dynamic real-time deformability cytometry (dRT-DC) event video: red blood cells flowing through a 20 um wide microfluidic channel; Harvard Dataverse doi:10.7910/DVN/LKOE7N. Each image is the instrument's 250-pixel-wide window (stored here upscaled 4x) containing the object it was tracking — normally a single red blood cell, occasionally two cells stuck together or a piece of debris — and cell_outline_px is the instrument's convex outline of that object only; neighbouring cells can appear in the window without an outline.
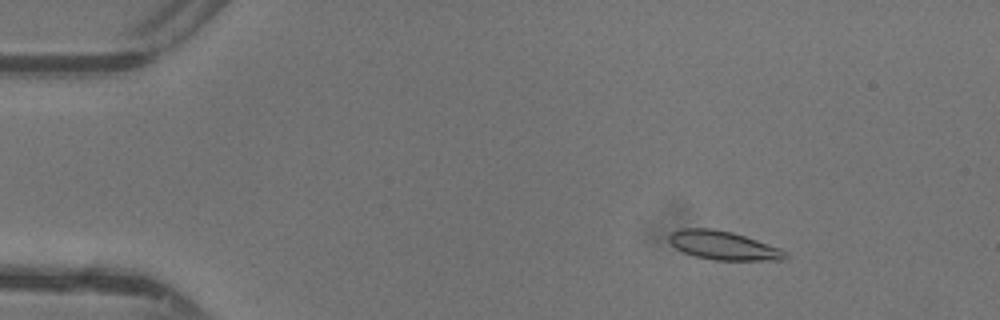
{"species": "common noctule bat (a hibernating species)", "species_latin": "Nyctalus noctula", "temperature_condition": "warm", "stored_images_in_passage": 47, "camera_frame_rate_fps": 3000, "um_per_image_px": 0.085, "animal": {"sex": "female"}, "frame": {"image": 1, "passage_image": 7, "time_ms": 2.0, "image_size_px": [1000, 320], "cell_outline_px": [[788, 256], [784, 260], [716, 260], [696, 256], [684, 252], [676, 248], [668, 240], [668, 236], [672, 232], [680, 228], [712, 228], [732, 232], [780, 248], [788, 252]], "centroid_in_image_um": [61.49, 20.86], "position_along_channel_um": 23.5, "area_um2": 19.36}}
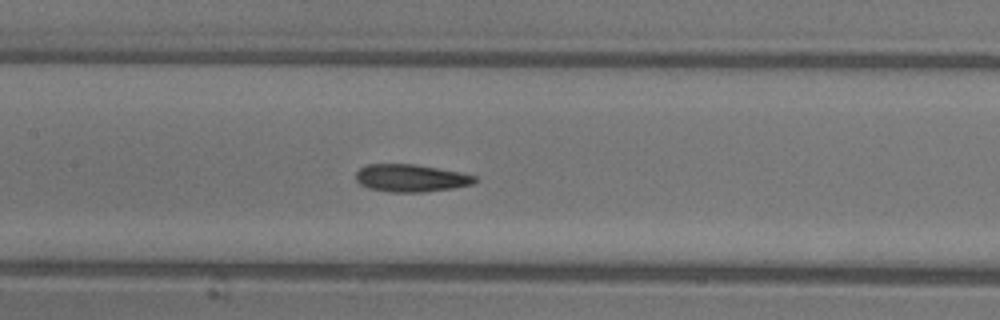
{"frame": {"image": 2, "passage_image": 23, "time_ms": 7.333, "image_size_px": [1000, 320], "cell_outline_px": [[476, 180], [472, 184], [452, 188], [424, 192], [392, 192], [368, 188], [360, 184], [356, 180], [356, 172], [360, 168], [368, 164], [416, 164], [460, 172], [476, 176]], "centroid_in_image_um": [34.91, 15.13], "position_along_channel_um": 172.5, "area_um2": 19.02}}
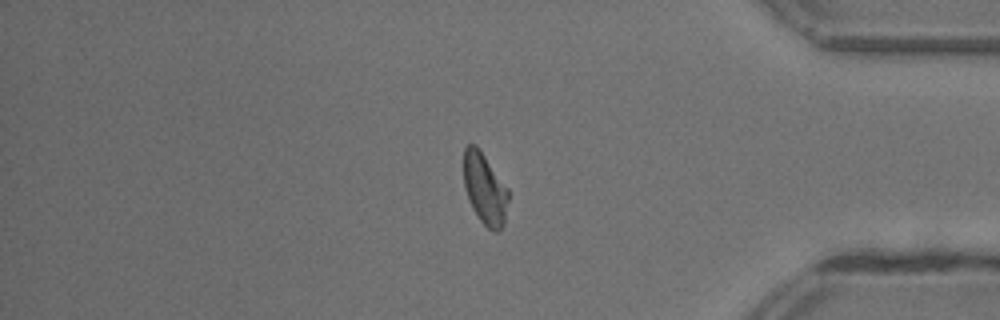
{"frame": {"image": 3, "passage_image": 40, "time_ms": 13.0, "image_size_px": [1000, 320], "cell_outline_px": [[508, 200], [504, 224], [496, 232], [492, 232], [480, 220], [472, 208], [468, 200], [464, 184], [464, 148], [468, 144], [476, 144], [508, 188]], "centroid_in_image_um": [41.2, 16.05], "position_along_channel_um": 394.0, "area_um2": 18.5}}